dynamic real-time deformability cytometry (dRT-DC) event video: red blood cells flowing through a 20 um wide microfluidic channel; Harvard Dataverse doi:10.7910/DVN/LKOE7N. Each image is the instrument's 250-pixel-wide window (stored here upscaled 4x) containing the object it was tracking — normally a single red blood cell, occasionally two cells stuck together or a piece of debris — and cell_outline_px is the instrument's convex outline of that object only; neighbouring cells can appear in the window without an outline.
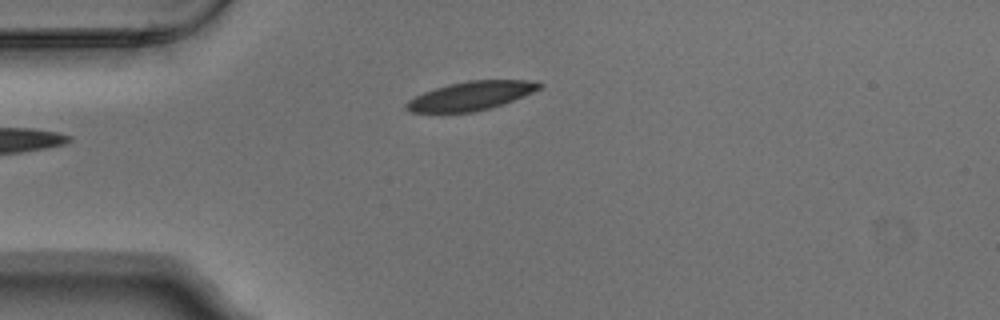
{"species": "Egyptian fruit bat (a non-hibernating species)", "species_latin": "Rousettus aegyptiacus", "temperature_condition": "warm", "stored_images_in_passage": 3, "camera_frame_rate_fps": 3000, "um_per_image_px": 0.085, "animal": {"sex": "male"}, "frame": {"image": 1, "passage_image": 3, "time_ms": 0.667, "image_size_px": [1000, 320], "cell_outline_px": [[544, 84], [540, 88], [524, 96], [504, 104], [472, 112], [408, 112], [404, 108], [404, 104], [408, 100], [424, 92], [448, 84], [468, 80], [528, 80]], "centroid_in_image_um": [40.01, 8.14], "position_along_channel_um": 45.0, "area_um2": 22.2}}